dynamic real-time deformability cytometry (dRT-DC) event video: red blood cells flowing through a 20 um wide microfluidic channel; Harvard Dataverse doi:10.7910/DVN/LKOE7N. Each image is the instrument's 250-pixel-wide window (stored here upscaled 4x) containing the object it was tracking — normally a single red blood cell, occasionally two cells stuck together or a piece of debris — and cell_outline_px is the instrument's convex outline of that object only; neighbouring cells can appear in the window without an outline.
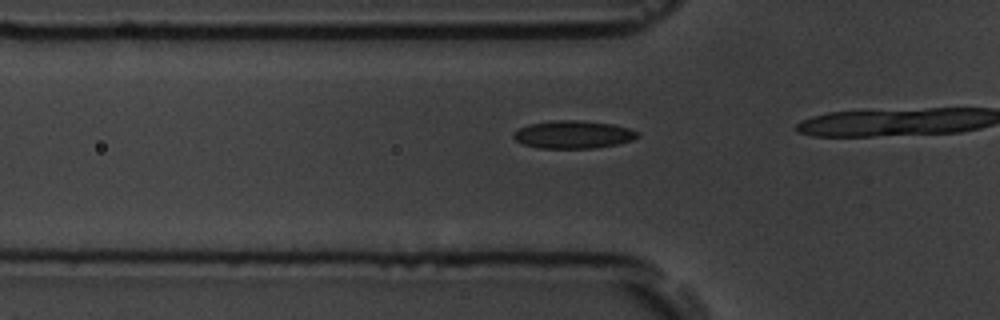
{"species": "common noctule bat (a hibernating species)", "species_latin": "Nyctalus noctula", "temperature_condition": "room temperature", "stored_images_in_passage": 19, "camera_frame_rate_fps": 3000, "um_per_image_px": 0.085, "animal": {"sex": "male", "body_mass_g": 19.5, "forearm_length_mm": 54.6}, "frame": {"image": 1, "passage_image": 15, "time_ms": 4.667, "image_size_px": [1000, 320], "cell_outline_px": [[640, 136], [632, 140], [616, 144], [596, 148], [540, 148], [524, 144], [516, 140], [512, 136], [512, 132], [528, 124], [552, 120], [576, 120], [612, 124], [628, 128], [636, 132]], "centroid_in_image_um": [48.69, 11.43], "position_along_channel_um": 77.1, "area_um2": 20.0}}
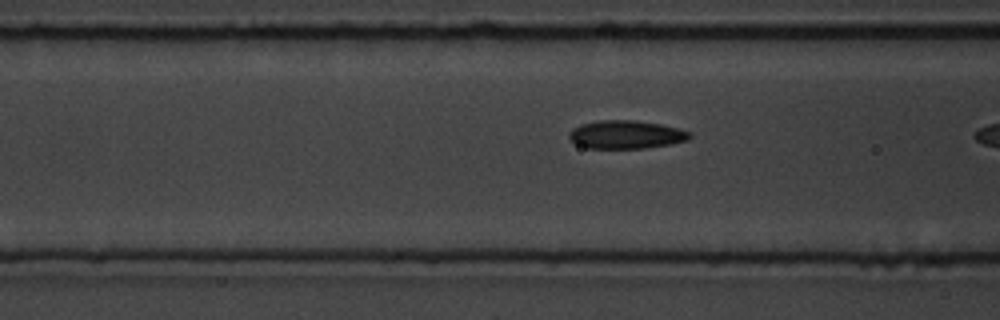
{"frame": {"image": 2, "passage_image": 18, "time_ms": 5.667, "image_size_px": [1000, 320], "cell_outline_px": [[692, 136], [688, 140], [672, 144], [644, 148], [588, 148], [576, 144], [568, 136], [568, 132], [572, 128], [580, 124], [600, 120], [636, 120], [660, 124], [692, 132]], "centroid_in_image_um": [53.21, 11.43], "position_along_channel_um": 113.4, "area_um2": 19.94}}